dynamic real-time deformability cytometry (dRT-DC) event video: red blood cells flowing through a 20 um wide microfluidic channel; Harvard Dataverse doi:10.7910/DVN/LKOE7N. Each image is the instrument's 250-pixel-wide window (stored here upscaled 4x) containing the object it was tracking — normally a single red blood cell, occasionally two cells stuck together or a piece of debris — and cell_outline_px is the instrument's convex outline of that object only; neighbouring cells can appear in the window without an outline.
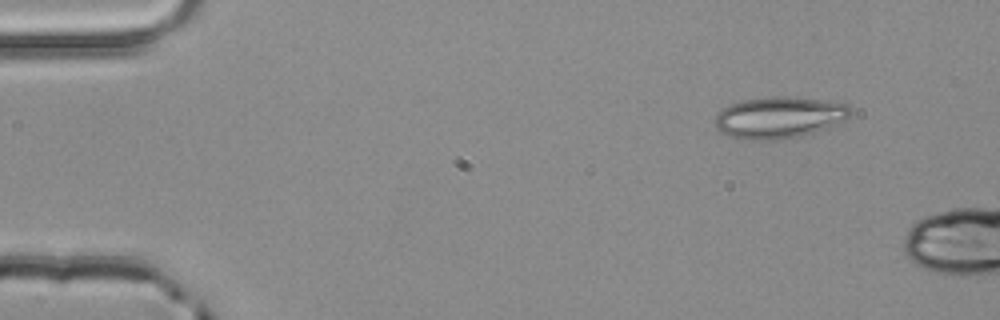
{"species": "common noctule bat (a hibernating species)", "species_latin": "Nyctalus noctula", "temperature_condition": "room temperature", "stored_images_in_passage": 3, "camera_frame_rate_fps": 3000, "um_per_image_px": 0.085, "animal": {"sex": "male", "body_mass_g": 20.4}, "frame": {"image": 1, "passage_image": 1, "time_ms": 0.0, "image_size_px": [1000, 320], "cell_outline_px": [[852, 112], [848, 116], [828, 128], [800, 136], [780, 140], [748, 140], [728, 136], [720, 132], [716, 128], [716, 116], [724, 108], [732, 104], [744, 100], [768, 96], [788, 96], [820, 100], [848, 104], [852, 108]], "centroid_in_image_um": [66.23, 9.99], "position_along_channel_um": 18.8, "area_um2": 32.71}}